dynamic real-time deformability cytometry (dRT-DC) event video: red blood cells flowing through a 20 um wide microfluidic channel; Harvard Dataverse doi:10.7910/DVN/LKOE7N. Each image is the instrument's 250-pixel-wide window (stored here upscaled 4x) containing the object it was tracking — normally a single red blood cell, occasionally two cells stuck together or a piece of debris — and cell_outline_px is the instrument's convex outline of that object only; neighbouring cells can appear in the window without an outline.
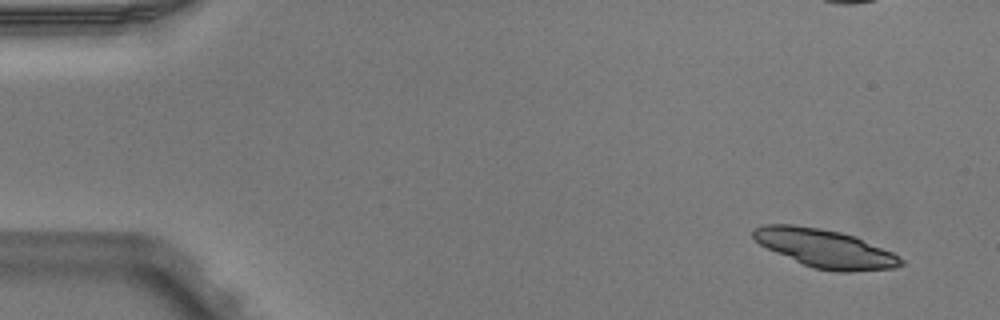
{"species": "Egyptian fruit bat (a non-hibernating species)", "species_latin": "Rousettus aegyptiacus", "temperature_condition": "warm", "stored_images_in_passage": 5, "camera_frame_rate_fps": 3000, "um_per_image_px": 0.085, "animal": {"sex": "male"}, "frame": {"image": 1, "passage_image": 1, "time_ms": 0.0, "image_size_px": [1000, 320], "cell_outline_px": [[904, 264], [896, 268], [852, 272], [836, 272], [812, 268], [776, 252], [760, 244], [752, 236], [752, 228], [764, 224], [792, 224], [820, 228], [840, 232], [856, 236], [892, 252], [904, 260]], "centroid_in_image_um": [70.15, 21.12], "position_along_channel_um": 14.9, "area_um2": 33.06}}
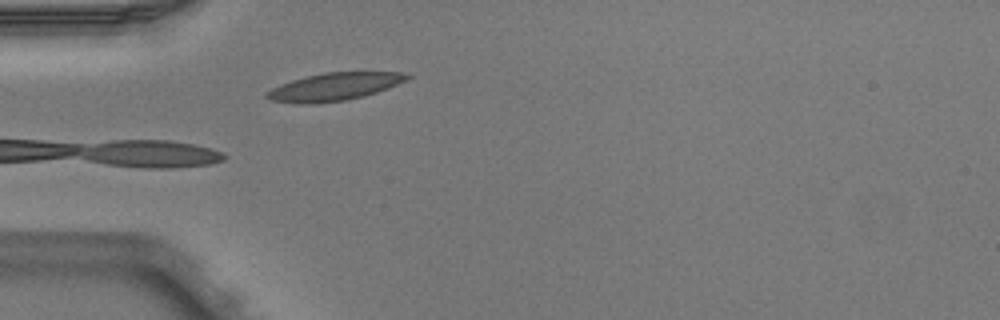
{"frame": {"image": 2, "passage_image": 5, "time_ms": 1.333, "image_size_px": [1000, 320], "cell_outline_px": [[412, 76], [396, 84], [376, 92], [364, 96], [344, 100], [308, 104], [296, 104], [268, 100], [264, 96], [264, 92], [280, 84], [304, 76], [324, 72], [404, 72]], "centroid_in_image_um": [28.32, 7.37], "position_along_channel_um": 56.7, "area_um2": 22.66}}